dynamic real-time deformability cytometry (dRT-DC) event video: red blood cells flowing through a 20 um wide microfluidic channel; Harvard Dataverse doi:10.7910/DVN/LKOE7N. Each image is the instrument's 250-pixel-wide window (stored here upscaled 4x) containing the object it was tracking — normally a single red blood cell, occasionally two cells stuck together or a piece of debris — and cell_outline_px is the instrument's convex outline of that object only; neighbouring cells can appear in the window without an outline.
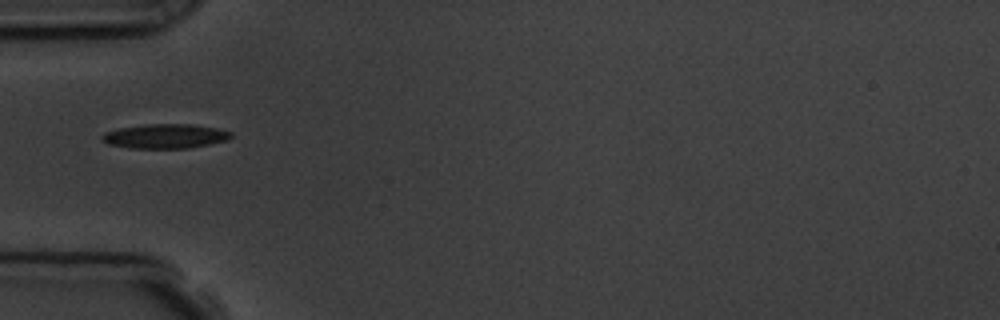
{"species": "common noctule bat (a hibernating species)", "species_latin": "Nyctalus noctula", "temperature_condition": "room temperature", "stored_images_in_passage": 11, "camera_frame_rate_fps": 3000, "um_per_image_px": 0.085, "animal": {"sex": "male", "body_mass_g": 19.5, "forearm_length_mm": 54.6}, "frame": {"image": 1, "passage_image": 1, "time_ms": 0.0, "image_size_px": [1000, 320], "cell_outline_px": [[232, 136], [228, 140], [188, 148], [132, 148], [108, 144], [100, 136], [104, 132], [120, 128], [144, 124], [192, 124], [216, 128], [232, 132]], "centroid_in_image_um": [14.04, 11.57], "position_along_channel_um": 71.0, "area_um2": 18.26}}
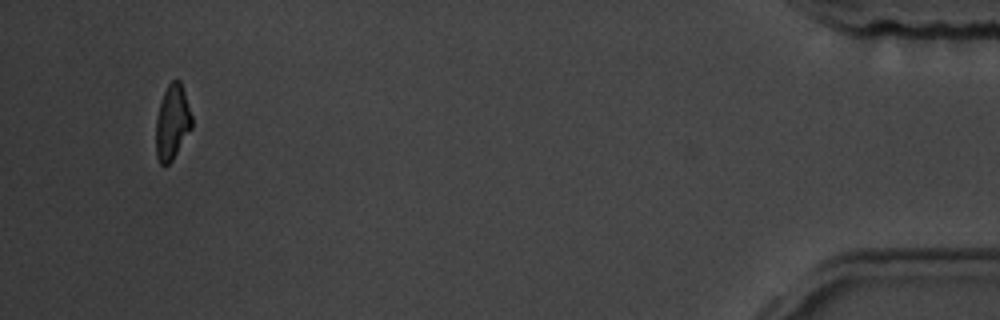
{"frame": {"image": 2, "passage_image": 11, "time_ms": 11.333, "image_size_px": [1000, 320], "cell_outline_px": [[192, 128], [172, 160], [164, 168], [160, 164], [156, 156], [156, 116], [160, 100], [168, 84], [172, 80], [180, 80], [192, 116]], "centroid_in_image_um": [14.62, 10.41], "position_along_channel_um": 420.6, "area_um2": 15.78}, "authors_computed_cell_mechanics": {"area_um2": 17.1666, "velocity_mm_per_s": 3.7768, "shape_relaxation_time_tau1_ms": 8.6309, "shape_relaxation_time_tau2_ms": 5.8334, "deformation_change_tau1": 0.2106, "deformation_change_tau2": 0.1257}}